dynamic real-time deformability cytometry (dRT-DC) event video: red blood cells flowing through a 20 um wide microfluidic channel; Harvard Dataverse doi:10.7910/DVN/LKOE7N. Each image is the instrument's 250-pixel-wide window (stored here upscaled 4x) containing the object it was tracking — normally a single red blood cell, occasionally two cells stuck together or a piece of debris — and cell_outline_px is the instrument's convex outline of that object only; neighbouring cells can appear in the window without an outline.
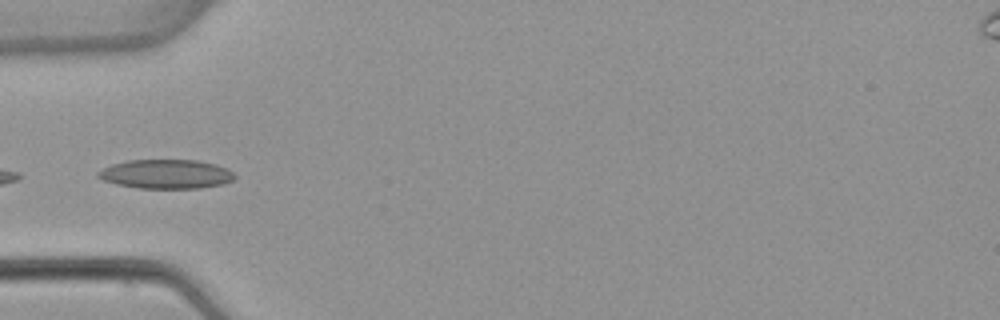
{"species": "common noctule bat (a hibernating species)", "species_latin": "Nyctalus noctula", "temperature_condition": "warm", "stored_images_in_passage": 6, "camera_frame_rate_fps": 3000, "um_per_image_px": 0.085, "animal": {"sex": "female", "body_mass_g": 22.7, "forearm_length_mm": 54.2}, "frame": {"image": 1, "passage_image": 5, "time_ms": 5.0, "image_size_px": [1000, 320], "cell_outline_px": [[236, 176], [232, 180], [224, 184], [200, 188], [140, 188], [116, 184], [104, 180], [96, 176], [96, 172], [112, 164], [128, 160], [196, 160], [216, 164], [228, 168]], "centroid_in_image_um": [14.13, 14.79], "position_along_channel_um": 70.9, "area_um2": 23.24}}
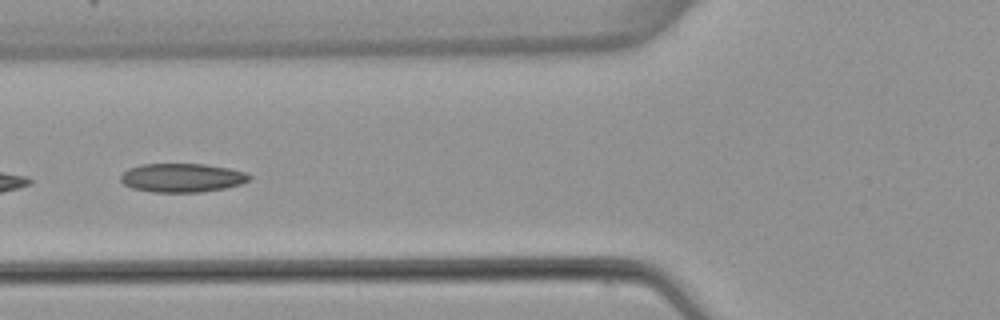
{"frame": {"image": 2, "passage_image": 6, "time_ms": 6.0, "image_size_px": [1000, 320], "cell_outline_px": [[252, 176], [248, 180], [240, 184], [224, 188], [200, 192], [152, 192], [132, 188], [124, 184], [120, 180], [120, 176], [128, 168], [140, 164], [204, 164], [228, 168], [248, 172]], "centroid_in_image_um": [15.46, 15.1], "position_along_channel_um": 110.3, "area_um2": 21.62}}